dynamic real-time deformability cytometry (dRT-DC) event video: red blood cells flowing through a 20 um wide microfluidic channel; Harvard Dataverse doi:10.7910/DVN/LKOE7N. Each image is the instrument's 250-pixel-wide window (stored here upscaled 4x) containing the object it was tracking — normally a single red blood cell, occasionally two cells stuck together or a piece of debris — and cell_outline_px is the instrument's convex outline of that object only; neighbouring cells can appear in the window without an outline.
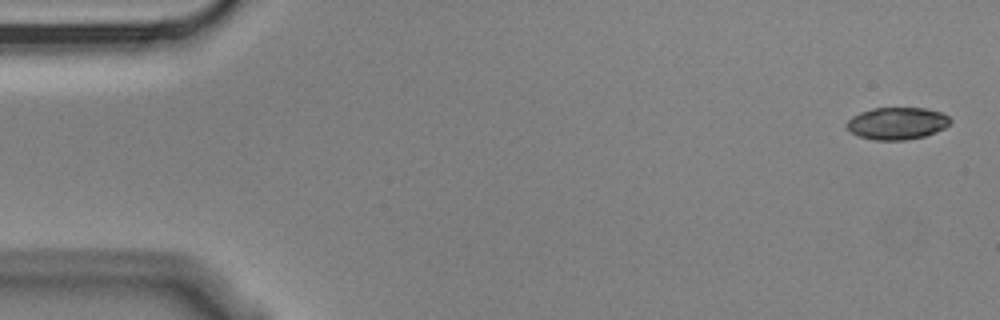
{"species": "Egyptian fruit bat (a non-hibernating species)", "species_latin": "Rousettus aegyptiacus", "temperature_condition": "cold", "stored_images_in_passage": 6, "segment_of_instrument_passage": [1, 2], "camera_frame_rate_fps": 3000, "um_per_image_px": 0.085, "animal": {"sex": "male"}, "frame": {"image": 1, "passage_image": 1, "time_ms": 0.0, "image_size_px": [1000, 320], "cell_outline_px": [[952, 120], [944, 128], [936, 132], [924, 136], [904, 140], [876, 140], [860, 136], [852, 132], [844, 124], [852, 116], [860, 112], [872, 108], [924, 108], [940, 112], [948, 116]], "centroid_in_image_um": [76.24, 10.48], "position_along_channel_um": 8.8, "area_um2": 19.31}}
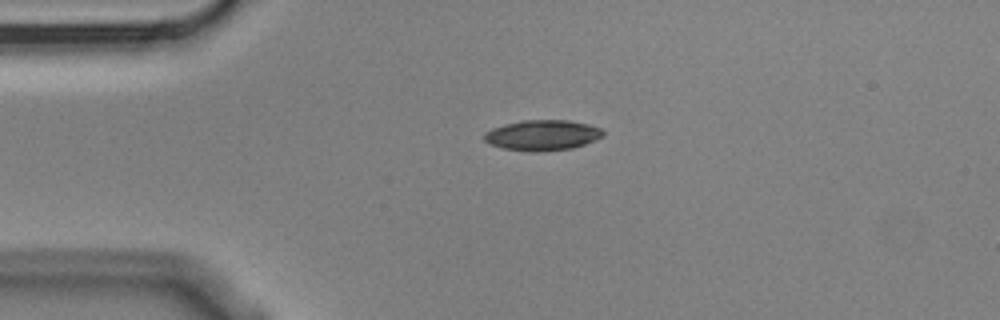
{"frame": {"image": 2, "passage_image": 4, "time_ms": 1.0, "image_size_px": [1000, 320], "cell_outline_px": [[604, 136], [584, 144], [572, 148], [540, 152], [532, 152], [504, 148], [488, 144], [484, 140], [484, 132], [492, 128], [504, 124], [520, 120], [568, 120], [588, 124], [600, 128], [604, 132]], "centroid_in_image_um": [46.08, 11.49], "position_along_channel_um": 38.9, "area_um2": 21.21}}